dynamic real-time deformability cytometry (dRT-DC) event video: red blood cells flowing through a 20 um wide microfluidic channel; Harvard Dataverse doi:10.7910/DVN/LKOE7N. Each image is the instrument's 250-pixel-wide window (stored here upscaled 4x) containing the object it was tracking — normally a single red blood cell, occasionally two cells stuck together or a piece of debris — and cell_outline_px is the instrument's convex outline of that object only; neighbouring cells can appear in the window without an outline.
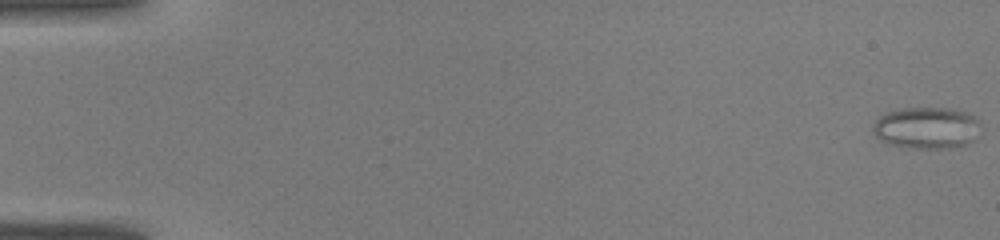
{"species": "common noctule bat (a hibernating species)", "species_latin": "Nyctalus noctula", "temperature_condition": "warm", "stored_images_in_passage": 34, "camera_frame_rate_fps": 3000, "um_per_image_px": 0.085, "animal": {"sex": "male", "body_mass_g": 19.0, "forearm_length_mm": 50.8}, "frame": {"image": 1, "passage_image": 1, "time_ms": 0.0, "image_size_px": [1000, 240], "cell_outline_px": [[960, 116], [940, 144], [920, 144], [892, 140], [884, 136], [876, 128], [880, 120], [884, 116], [900, 112], [952, 112]], "centroid_in_image_um": [78.0, 10.77], "position_along_channel_um": 7.0, "area_um2": 15.09}}
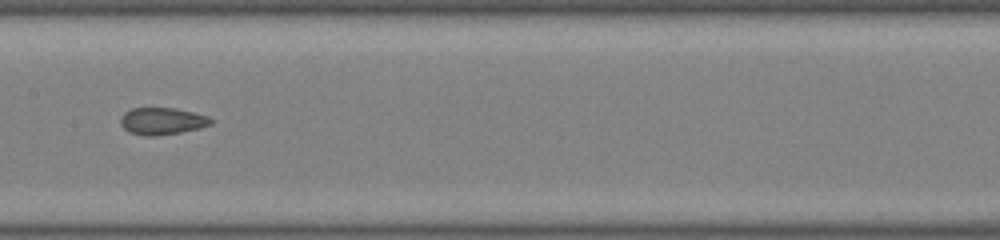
{"frame": {"image": 2, "passage_image": 23, "time_ms": 7.333, "image_size_px": [1000, 240], "cell_outline_px": [[212, 120], [208, 124], [196, 128], [176, 132], [132, 132], [124, 128], [120, 120], [132, 108], [172, 108], [204, 116]], "centroid_in_image_um": [13.76, 10.23], "position_along_channel_um": 193.6, "area_um2": 12.48}}
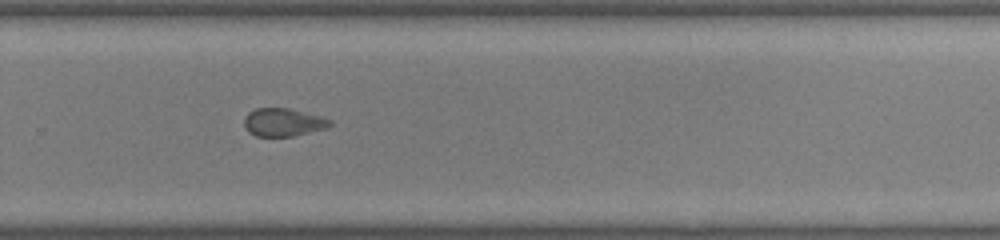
{"frame": {"image": 3, "passage_image": 30, "time_ms": 9.667, "image_size_px": [1000, 240], "cell_outline_px": [[332, 124], [320, 128], [288, 136], [256, 136], [244, 124], [244, 120], [256, 108], [284, 108], [328, 120]], "centroid_in_image_um": [23.96, 10.39], "position_along_channel_um": 305.8, "area_um2": 12.66}}